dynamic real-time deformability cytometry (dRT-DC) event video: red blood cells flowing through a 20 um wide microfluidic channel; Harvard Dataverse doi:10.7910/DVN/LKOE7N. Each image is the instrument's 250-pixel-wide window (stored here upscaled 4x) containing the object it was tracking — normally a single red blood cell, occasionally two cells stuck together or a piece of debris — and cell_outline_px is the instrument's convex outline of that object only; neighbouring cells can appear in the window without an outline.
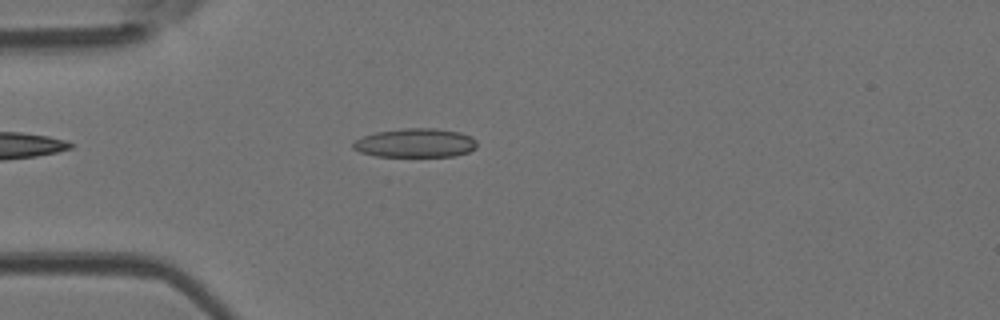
{"species": "Egyptian fruit bat (a non-hibernating species)", "species_latin": "Rousettus aegyptiacus", "temperature_condition": "room temperature", "stored_images_in_passage": 48, "camera_frame_rate_fps": 3000, "um_per_image_px": 0.085, "animal": {"sex": "female"}, "frame": {"image": 1, "passage_image": 12, "time_ms": 3.667, "image_size_px": [1000, 320], "cell_outline_px": [[476, 148], [468, 152], [452, 156], [376, 156], [360, 152], [352, 148], [352, 144], [356, 140], [364, 136], [376, 132], [404, 128], [436, 128], [460, 132], [472, 136], [476, 140]], "centroid_in_image_um": [35.32, 12.14], "position_along_channel_um": 49.7, "area_um2": 20.87}}
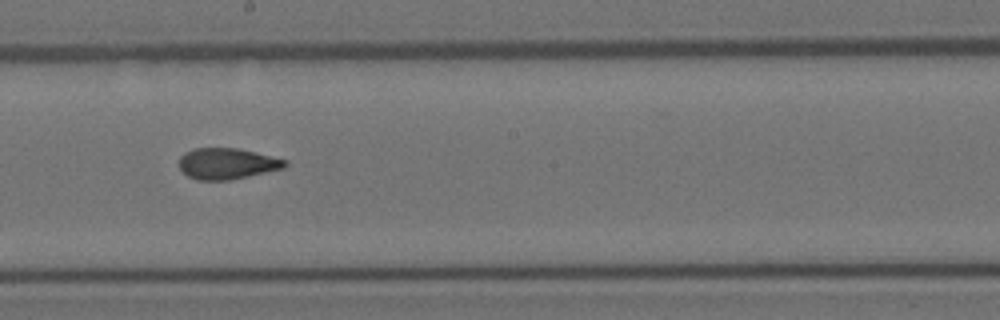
{"frame": {"image": 2, "passage_image": 26, "time_ms": 8.333, "image_size_px": [1000, 320], "cell_outline_px": [[288, 164], [284, 168], [232, 180], [196, 180], [188, 176], [180, 168], [180, 156], [184, 152], [192, 148], [240, 148], [288, 160]], "centroid_in_image_um": [19.32, 13.9], "position_along_channel_um": 228.9, "area_um2": 19.36}}
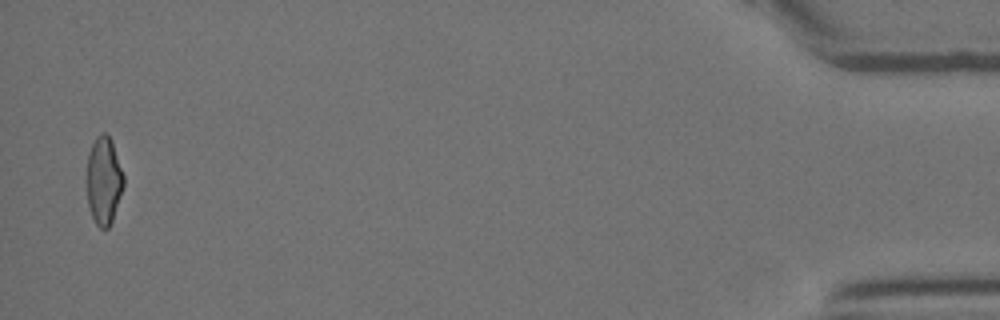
{"frame": {"image": 3, "passage_image": 47, "time_ms": 15.333, "image_size_px": [1000, 320], "cell_outline_px": [[124, 184], [112, 220], [108, 228], [100, 228], [96, 224], [92, 216], [88, 204], [88, 152], [96, 136], [100, 132], [104, 132], [112, 140], [124, 176]], "centroid_in_image_um": [8.83, 15.32], "position_along_channel_um": 426.4, "area_um2": 18.55}, "authors_computed_cell_mechanics": {"area_um2": 19.4786, "velocity_mm_per_s": 4.0822, "shape_relaxation_time_tau1_ms": 7.8723, "shape_relaxation_time_tau2_ms": 1.7844, "deformation_change_tau1": 0.1954, "deformation_change_tau2": 0.089}}